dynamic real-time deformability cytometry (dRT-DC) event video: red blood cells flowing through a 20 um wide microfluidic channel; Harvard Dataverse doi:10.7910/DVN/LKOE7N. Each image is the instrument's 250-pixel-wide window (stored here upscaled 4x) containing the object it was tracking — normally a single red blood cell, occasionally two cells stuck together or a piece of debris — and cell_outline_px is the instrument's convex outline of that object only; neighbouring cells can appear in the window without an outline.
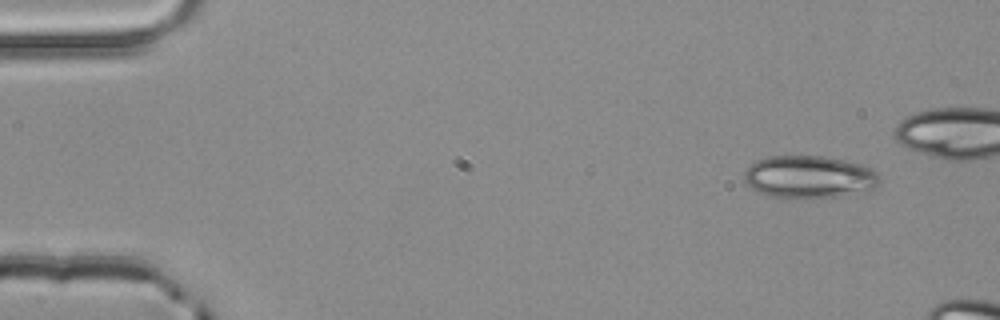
{"species": "common noctule bat (a hibernating species)", "species_latin": "Nyctalus noctula", "temperature_condition": "room temperature", "stored_images_in_passage": 3, "camera_frame_rate_fps": 3000, "um_per_image_px": 0.085, "animal": {"sex": "male", "body_mass_g": 20.4}, "frame": {"image": 1, "passage_image": 1, "time_ms": 0.0, "image_size_px": [1000, 320], "cell_outline_px": [[880, 184], [876, 188], [868, 192], [840, 196], [772, 196], [756, 192], [744, 180], [744, 172], [748, 164], [756, 160], [768, 156], [824, 156], [844, 160], [860, 164], [872, 168], [880, 176]], "centroid_in_image_um": [68.81, 15.01], "position_along_channel_um": 16.2, "area_um2": 33.52}}